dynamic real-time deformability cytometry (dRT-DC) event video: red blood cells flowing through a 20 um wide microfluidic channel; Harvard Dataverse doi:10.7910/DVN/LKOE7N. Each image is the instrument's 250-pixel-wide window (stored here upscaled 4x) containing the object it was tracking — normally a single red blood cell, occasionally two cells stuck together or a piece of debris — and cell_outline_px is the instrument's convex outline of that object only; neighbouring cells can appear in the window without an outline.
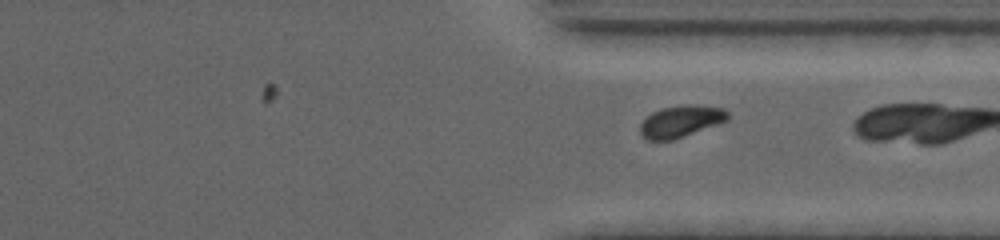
{"species": "common noctule bat (a hibernating species)", "species_latin": "Nyctalus noctula", "temperature_condition": "warm", "stored_images_in_passage": 19, "camera_frame_rate_fps": 4500, "um_per_image_px": 0.085, "animal": {"sex": "female", "body_mass_g": 19.0, "forearm_length_mm": 53.3}, "frame": {"image": 1, "passage_image": 19, "time_ms": 12.0, "image_size_px": [1000, 240], "cell_outline_px": [[728, 120], [672, 140], [648, 140], [640, 132], [640, 124], [652, 112], [664, 108], [688, 104], [696, 104], [724, 108], [728, 112]], "centroid_in_image_um": [57.89, 10.3], "position_along_channel_um": 353.5, "area_um2": 15.95}}